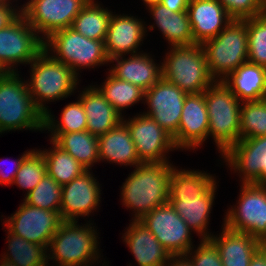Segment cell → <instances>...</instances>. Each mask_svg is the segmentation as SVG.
<instances>
[{
	"mask_svg": "<svg viewBox=\"0 0 266 266\" xmlns=\"http://www.w3.org/2000/svg\"><path fill=\"white\" fill-rule=\"evenodd\" d=\"M216 183V179L205 171L178 170L173 166L171 172L168 203L191 230L200 234L201 239L212 237L206 229Z\"/></svg>",
	"mask_w": 266,
	"mask_h": 266,
	"instance_id": "1",
	"label": "cell"
},
{
	"mask_svg": "<svg viewBox=\"0 0 266 266\" xmlns=\"http://www.w3.org/2000/svg\"><path fill=\"white\" fill-rule=\"evenodd\" d=\"M173 165L168 162L140 163L121 187L123 205L134 211L139 221L156 207L168 203Z\"/></svg>",
	"mask_w": 266,
	"mask_h": 266,
	"instance_id": "2",
	"label": "cell"
},
{
	"mask_svg": "<svg viewBox=\"0 0 266 266\" xmlns=\"http://www.w3.org/2000/svg\"><path fill=\"white\" fill-rule=\"evenodd\" d=\"M44 130V114L35 105L27 81L18 72L0 75V134L11 130Z\"/></svg>",
	"mask_w": 266,
	"mask_h": 266,
	"instance_id": "3",
	"label": "cell"
},
{
	"mask_svg": "<svg viewBox=\"0 0 266 266\" xmlns=\"http://www.w3.org/2000/svg\"><path fill=\"white\" fill-rule=\"evenodd\" d=\"M30 64L31 79L27 81L29 93L43 114L48 109L46 101L67 98L76 90L78 75L69 66L54 59L45 49Z\"/></svg>",
	"mask_w": 266,
	"mask_h": 266,
	"instance_id": "4",
	"label": "cell"
},
{
	"mask_svg": "<svg viewBox=\"0 0 266 266\" xmlns=\"http://www.w3.org/2000/svg\"><path fill=\"white\" fill-rule=\"evenodd\" d=\"M209 127L219 153L223 155L241 139L240 109L242 102L236 98L223 81H215L204 91Z\"/></svg>",
	"mask_w": 266,
	"mask_h": 266,
	"instance_id": "5",
	"label": "cell"
},
{
	"mask_svg": "<svg viewBox=\"0 0 266 266\" xmlns=\"http://www.w3.org/2000/svg\"><path fill=\"white\" fill-rule=\"evenodd\" d=\"M202 47L212 78L215 81L225 80L248 61L247 19H233L215 38L204 42Z\"/></svg>",
	"mask_w": 266,
	"mask_h": 266,
	"instance_id": "6",
	"label": "cell"
},
{
	"mask_svg": "<svg viewBox=\"0 0 266 266\" xmlns=\"http://www.w3.org/2000/svg\"><path fill=\"white\" fill-rule=\"evenodd\" d=\"M163 61L162 77L186 94L202 93L215 82L201 44L171 46Z\"/></svg>",
	"mask_w": 266,
	"mask_h": 266,
	"instance_id": "7",
	"label": "cell"
},
{
	"mask_svg": "<svg viewBox=\"0 0 266 266\" xmlns=\"http://www.w3.org/2000/svg\"><path fill=\"white\" fill-rule=\"evenodd\" d=\"M77 222L62 221L51 238L48 259L58 262L57 266H89L99 259L97 231L92 223L82 226Z\"/></svg>",
	"mask_w": 266,
	"mask_h": 266,
	"instance_id": "8",
	"label": "cell"
},
{
	"mask_svg": "<svg viewBox=\"0 0 266 266\" xmlns=\"http://www.w3.org/2000/svg\"><path fill=\"white\" fill-rule=\"evenodd\" d=\"M104 42L86 38L69 27L45 39L43 49L48 53L53 51L56 56H51L54 59L69 66L78 75L80 68H93L109 62Z\"/></svg>",
	"mask_w": 266,
	"mask_h": 266,
	"instance_id": "9",
	"label": "cell"
},
{
	"mask_svg": "<svg viewBox=\"0 0 266 266\" xmlns=\"http://www.w3.org/2000/svg\"><path fill=\"white\" fill-rule=\"evenodd\" d=\"M43 48L44 41L21 14L0 30V70L3 73L18 72L14 66L30 64Z\"/></svg>",
	"mask_w": 266,
	"mask_h": 266,
	"instance_id": "10",
	"label": "cell"
},
{
	"mask_svg": "<svg viewBox=\"0 0 266 266\" xmlns=\"http://www.w3.org/2000/svg\"><path fill=\"white\" fill-rule=\"evenodd\" d=\"M238 206L227 210L224 225L266 240V186L242 183Z\"/></svg>",
	"mask_w": 266,
	"mask_h": 266,
	"instance_id": "11",
	"label": "cell"
},
{
	"mask_svg": "<svg viewBox=\"0 0 266 266\" xmlns=\"http://www.w3.org/2000/svg\"><path fill=\"white\" fill-rule=\"evenodd\" d=\"M90 0H30L22 14L44 41L54 32L71 27L74 18Z\"/></svg>",
	"mask_w": 266,
	"mask_h": 266,
	"instance_id": "12",
	"label": "cell"
},
{
	"mask_svg": "<svg viewBox=\"0 0 266 266\" xmlns=\"http://www.w3.org/2000/svg\"><path fill=\"white\" fill-rule=\"evenodd\" d=\"M122 122L129 129L142 163L168 162L166 154L177 149L173 137L147 114H138L129 120L123 118Z\"/></svg>",
	"mask_w": 266,
	"mask_h": 266,
	"instance_id": "13",
	"label": "cell"
},
{
	"mask_svg": "<svg viewBox=\"0 0 266 266\" xmlns=\"http://www.w3.org/2000/svg\"><path fill=\"white\" fill-rule=\"evenodd\" d=\"M140 221L171 255H186L194 248L190 236L192 230L170 203L156 207Z\"/></svg>",
	"mask_w": 266,
	"mask_h": 266,
	"instance_id": "14",
	"label": "cell"
},
{
	"mask_svg": "<svg viewBox=\"0 0 266 266\" xmlns=\"http://www.w3.org/2000/svg\"><path fill=\"white\" fill-rule=\"evenodd\" d=\"M62 221L59 212L34 207L24 201L4 223L12 234L48 249Z\"/></svg>",
	"mask_w": 266,
	"mask_h": 266,
	"instance_id": "15",
	"label": "cell"
},
{
	"mask_svg": "<svg viewBox=\"0 0 266 266\" xmlns=\"http://www.w3.org/2000/svg\"><path fill=\"white\" fill-rule=\"evenodd\" d=\"M186 93L161 77L145 91L144 100L150 108L144 114L156 121L173 139L177 135Z\"/></svg>",
	"mask_w": 266,
	"mask_h": 266,
	"instance_id": "16",
	"label": "cell"
},
{
	"mask_svg": "<svg viewBox=\"0 0 266 266\" xmlns=\"http://www.w3.org/2000/svg\"><path fill=\"white\" fill-rule=\"evenodd\" d=\"M222 156L229 167L242 174V183L266 186V136L240 139Z\"/></svg>",
	"mask_w": 266,
	"mask_h": 266,
	"instance_id": "17",
	"label": "cell"
},
{
	"mask_svg": "<svg viewBox=\"0 0 266 266\" xmlns=\"http://www.w3.org/2000/svg\"><path fill=\"white\" fill-rule=\"evenodd\" d=\"M101 189L90 170L62 186L60 215L63 221H76L99 206Z\"/></svg>",
	"mask_w": 266,
	"mask_h": 266,
	"instance_id": "18",
	"label": "cell"
},
{
	"mask_svg": "<svg viewBox=\"0 0 266 266\" xmlns=\"http://www.w3.org/2000/svg\"><path fill=\"white\" fill-rule=\"evenodd\" d=\"M209 119L204 92L187 94L176 137V148L194 149L208 138ZM184 148V149H183Z\"/></svg>",
	"mask_w": 266,
	"mask_h": 266,
	"instance_id": "19",
	"label": "cell"
},
{
	"mask_svg": "<svg viewBox=\"0 0 266 266\" xmlns=\"http://www.w3.org/2000/svg\"><path fill=\"white\" fill-rule=\"evenodd\" d=\"M144 21L134 16L112 13L105 39V52L110 60L116 56L137 54L139 45L147 32Z\"/></svg>",
	"mask_w": 266,
	"mask_h": 266,
	"instance_id": "20",
	"label": "cell"
},
{
	"mask_svg": "<svg viewBox=\"0 0 266 266\" xmlns=\"http://www.w3.org/2000/svg\"><path fill=\"white\" fill-rule=\"evenodd\" d=\"M187 12L194 41L201 45L233 20L218 0H189Z\"/></svg>",
	"mask_w": 266,
	"mask_h": 266,
	"instance_id": "21",
	"label": "cell"
},
{
	"mask_svg": "<svg viewBox=\"0 0 266 266\" xmlns=\"http://www.w3.org/2000/svg\"><path fill=\"white\" fill-rule=\"evenodd\" d=\"M124 234L139 266H164L172 256L140 220H132Z\"/></svg>",
	"mask_w": 266,
	"mask_h": 266,
	"instance_id": "22",
	"label": "cell"
},
{
	"mask_svg": "<svg viewBox=\"0 0 266 266\" xmlns=\"http://www.w3.org/2000/svg\"><path fill=\"white\" fill-rule=\"evenodd\" d=\"M79 95L89 133L99 137L122 122L123 116L104 98L98 87L85 88Z\"/></svg>",
	"mask_w": 266,
	"mask_h": 266,
	"instance_id": "23",
	"label": "cell"
},
{
	"mask_svg": "<svg viewBox=\"0 0 266 266\" xmlns=\"http://www.w3.org/2000/svg\"><path fill=\"white\" fill-rule=\"evenodd\" d=\"M117 62L111 67L110 73L123 81H127L146 91L151 88L161 77V65L156 66L154 60L146 53L130 55L123 59L122 56L111 58L109 62Z\"/></svg>",
	"mask_w": 266,
	"mask_h": 266,
	"instance_id": "24",
	"label": "cell"
},
{
	"mask_svg": "<svg viewBox=\"0 0 266 266\" xmlns=\"http://www.w3.org/2000/svg\"><path fill=\"white\" fill-rule=\"evenodd\" d=\"M219 237L210 238L221 257L223 266H249L251 258L258 251L260 240L240 231L229 229L223 224Z\"/></svg>",
	"mask_w": 266,
	"mask_h": 266,
	"instance_id": "25",
	"label": "cell"
},
{
	"mask_svg": "<svg viewBox=\"0 0 266 266\" xmlns=\"http://www.w3.org/2000/svg\"><path fill=\"white\" fill-rule=\"evenodd\" d=\"M223 82L241 102L266 99L265 67L247 61Z\"/></svg>",
	"mask_w": 266,
	"mask_h": 266,
	"instance_id": "26",
	"label": "cell"
},
{
	"mask_svg": "<svg viewBox=\"0 0 266 266\" xmlns=\"http://www.w3.org/2000/svg\"><path fill=\"white\" fill-rule=\"evenodd\" d=\"M98 149L99 161L105 159L125 166H136L142 163L136 153L129 129L123 122L98 137Z\"/></svg>",
	"mask_w": 266,
	"mask_h": 266,
	"instance_id": "27",
	"label": "cell"
},
{
	"mask_svg": "<svg viewBox=\"0 0 266 266\" xmlns=\"http://www.w3.org/2000/svg\"><path fill=\"white\" fill-rule=\"evenodd\" d=\"M148 8L156 26L171 46L196 44L187 11L173 12L161 3Z\"/></svg>",
	"mask_w": 266,
	"mask_h": 266,
	"instance_id": "28",
	"label": "cell"
},
{
	"mask_svg": "<svg viewBox=\"0 0 266 266\" xmlns=\"http://www.w3.org/2000/svg\"><path fill=\"white\" fill-rule=\"evenodd\" d=\"M54 141L68 154L72 155L87 170H91L94 163L99 162L98 136L87 130L71 133H51Z\"/></svg>",
	"mask_w": 266,
	"mask_h": 266,
	"instance_id": "29",
	"label": "cell"
},
{
	"mask_svg": "<svg viewBox=\"0 0 266 266\" xmlns=\"http://www.w3.org/2000/svg\"><path fill=\"white\" fill-rule=\"evenodd\" d=\"M112 12L90 0L74 18L72 28L86 38L105 41Z\"/></svg>",
	"mask_w": 266,
	"mask_h": 266,
	"instance_id": "30",
	"label": "cell"
},
{
	"mask_svg": "<svg viewBox=\"0 0 266 266\" xmlns=\"http://www.w3.org/2000/svg\"><path fill=\"white\" fill-rule=\"evenodd\" d=\"M50 143L53 144V149L41 150V152L45 158L47 173L57 183L61 186L66 185L87 171L86 167L59 147L54 141L50 140Z\"/></svg>",
	"mask_w": 266,
	"mask_h": 266,
	"instance_id": "31",
	"label": "cell"
},
{
	"mask_svg": "<svg viewBox=\"0 0 266 266\" xmlns=\"http://www.w3.org/2000/svg\"><path fill=\"white\" fill-rule=\"evenodd\" d=\"M8 252L2 259L16 266H48L47 248L12 234L8 229ZM10 251V253H9Z\"/></svg>",
	"mask_w": 266,
	"mask_h": 266,
	"instance_id": "32",
	"label": "cell"
},
{
	"mask_svg": "<svg viewBox=\"0 0 266 266\" xmlns=\"http://www.w3.org/2000/svg\"><path fill=\"white\" fill-rule=\"evenodd\" d=\"M103 84L98 89L121 115L125 108L144 100V90L132 83L114 77L110 72Z\"/></svg>",
	"mask_w": 266,
	"mask_h": 266,
	"instance_id": "33",
	"label": "cell"
},
{
	"mask_svg": "<svg viewBox=\"0 0 266 266\" xmlns=\"http://www.w3.org/2000/svg\"><path fill=\"white\" fill-rule=\"evenodd\" d=\"M60 119V122L56 121L48 109L44 114V129L51 133H71L86 130L87 117L80 99L66 105L62 110Z\"/></svg>",
	"mask_w": 266,
	"mask_h": 266,
	"instance_id": "34",
	"label": "cell"
},
{
	"mask_svg": "<svg viewBox=\"0 0 266 266\" xmlns=\"http://www.w3.org/2000/svg\"><path fill=\"white\" fill-rule=\"evenodd\" d=\"M240 109L241 139L266 136V99L242 102Z\"/></svg>",
	"mask_w": 266,
	"mask_h": 266,
	"instance_id": "35",
	"label": "cell"
},
{
	"mask_svg": "<svg viewBox=\"0 0 266 266\" xmlns=\"http://www.w3.org/2000/svg\"><path fill=\"white\" fill-rule=\"evenodd\" d=\"M61 193L62 186L46 173L23 201L34 207L60 213Z\"/></svg>",
	"mask_w": 266,
	"mask_h": 266,
	"instance_id": "36",
	"label": "cell"
},
{
	"mask_svg": "<svg viewBox=\"0 0 266 266\" xmlns=\"http://www.w3.org/2000/svg\"><path fill=\"white\" fill-rule=\"evenodd\" d=\"M47 173L45 158L41 150H31L23 159L20 169L16 173L13 184L27 189V194L35 188Z\"/></svg>",
	"mask_w": 266,
	"mask_h": 266,
	"instance_id": "37",
	"label": "cell"
},
{
	"mask_svg": "<svg viewBox=\"0 0 266 266\" xmlns=\"http://www.w3.org/2000/svg\"><path fill=\"white\" fill-rule=\"evenodd\" d=\"M248 62L266 68V12L247 18Z\"/></svg>",
	"mask_w": 266,
	"mask_h": 266,
	"instance_id": "38",
	"label": "cell"
},
{
	"mask_svg": "<svg viewBox=\"0 0 266 266\" xmlns=\"http://www.w3.org/2000/svg\"><path fill=\"white\" fill-rule=\"evenodd\" d=\"M233 19L244 20L266 12L265 0H218Z\"/></svg>",
	"mask_w": 266,
	"mask_h": 266,
	"instance_id": "39",
	"label": "cell"
},
{
	"mask_svg": "<svg viewBox=\"0 0 266 266\" xmlns=\"http://www.w3.org/2000/svg\"><path fill=\"white\" fill-rule=\"evenodd\" d=\"M192 249L186 253V256L191 258L193 266H223L219 250L211 239H201L194 255Z\"/></svg>",
	"mask_w": 266,
	"mask_h": 266,
	"instance_id": "40",
	"label": "cell"
},
{
	"mask_svg": "<svg viewBox=\"0 0 266 266\" xmlns=\"http://www.w3.org/2000/svg\"><path fill=\"white\" fill-rule=\"evenodd\" d=\"M18 9L11 5H0V30L10 25L22 14V8Z\"/></svg>",
	"mask_w": 266,
	"mask_h": 266,
	"instance_id": "41",
	"label": "cell"
},
{
	"mask_svg": "<svg viewBox=\"0 0 266 266\" xmlns=\"http://www.w3.org/2000/svg\"><path fill=\"white\" fill-rule=\"evenodd\" d=\"M31 151L29 150L28 152L25 151L23 155L18 158V160L14 161V168L10 170V172L4 171V169H0V184H6V185H13L14 179L16 177L17 171L20 169V166L22 164L23 159L30 153ZM2 161V160H1Z\"/></svg>",
	"mask_w": 266,
	"mask_h": 266,
	"instance_id": "42",
	"label": "cell"
},
{
	"mask_svg": "<svg viewBox=\"0 0 266 266\" xmlns=\"http://www.w3.org/2000/svg\"><path fill=\"white\" fill-rule=\"evenodd\" d=\"M161 4L173 12L187 11L189 0H162Z\"/></svg>",
	"mask_w": 266,
	"mask_h": 266,
	"instance_id": "43",
	"label": "cell"
},
{
	"mask_svg": "<svg viewBox=\"0 0 266 266\" xmlns=\"http://www.w3.org/2000/svg\"><path fill=\"white\" fill-rule=\"evenodd\" d=\"M164 266H193L186 255H172Z\"/></svg>",
	"mask_w": 266,
	"mask_h": 266,
	"instance_id": "44",
	"label": "cell"
},
{
	"mask_svg": "<svg viewBox=\"0 0 266 266\" xmlns=\"http://www.w3.org/2000/svg\"><path fill=\"white\" fill-rule=\"evenodd\" d=\"M249 266H266L263 256L258 251L251 258Z\"/></svg>",
	"mask_w": 266,
	"mask_h": 266,
	"instance_id": "45",
	"label": "cell"
},
{
	"mask_svg": "<svg viewBox=\"0 0 266 266\" xmlns=\"http://www.w3.org/2000/svg\"><path fill=\"white\" fill-rule=\"evenodd\" d=\"M258 252L263 256L266 265V240L260 241Z\"/></svg>",
	"mask_w": 266,
	"mask_h": 266,
	"instance_id": "46",
	"label": "cell"
},
{
	"mask_svg": "<svg viewBox=\"0 0 266 266\" xmlns=\"http://www.w3.org/2000/svg\"><path fill=\"white\" fill-rule=\"evenodd\" d=\"M143 2L146 4L147 7H149L161 3L162 0H143Z\"/></svg>",
	"mask_w": 266,
	"mask_h": 266,
	"instance_id": "47",
	"label": "cell"
},
{
	"mask_svg": "<svg viewBox=\"0 0 266 266\" xmlns=\"http://www.w3.org/2000/svg\"><path fill=\"white\" fill-rule=\"evenodd\" d=\"M1 260H0V266H16L14 263H12V262H9V261H7V260H2V258H0Z\"/></svg>",
	"mask_w": 266,
	"mask_h": 266,
	"instance_id": "48",
	"label": "cell"
},
{
	"mask_svg": "<svg viewBox=\"0 0 266 266\" xmlns=\"http://www.w3.org/2000/svg\"><path fill=\"white\" fill-rule=\"evenodd\" d=\"M11 0H0V5H12Z\"/></svg>",
	"mask_w": 266,
	"mask_h": 266,
	"instance_id": "49",
	"label": "cell"
}]
</instances>
